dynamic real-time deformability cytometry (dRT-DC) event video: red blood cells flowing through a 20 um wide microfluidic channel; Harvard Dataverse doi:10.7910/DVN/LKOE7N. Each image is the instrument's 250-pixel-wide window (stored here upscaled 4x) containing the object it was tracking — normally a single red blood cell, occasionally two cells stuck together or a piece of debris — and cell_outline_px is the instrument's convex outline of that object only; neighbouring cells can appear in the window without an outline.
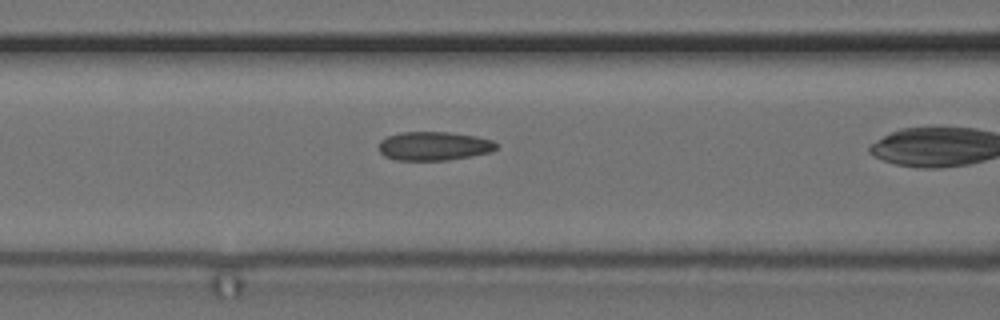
{"species": "common noctule bat (a hibernating species)", "species_latin": "Nyctalus noctula", "temperature_condition": "cold", "stored_images_in_passage": 40, "camera_frame_rate_fps": 3000, "um_per_image_px": 0.085, "animal": {"sex": "female", "body_mass_g": 24.6, "forearm_length_mm": 56.2}, "frame": {"image": 1, "passage_image": 20, "time_ms": 6.333, "image_size_px": [1000, 320], "cell_outline_px": [[500, 144], [492, 152], [472, 156], [448, 160], [396, 160], [384, 156], [380, 152], [380, 140], [388, 136], [400, 132], [448, 132], [476, 136], [492, 140]], "centroid_in_image_um": [36.92, 12.41], "position_along_channel_um": 129.7, "area_um2": 19.83}}
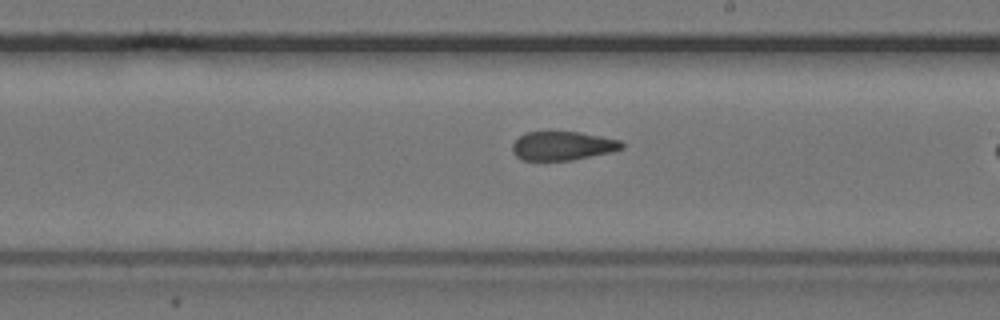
{"frame": {"image": 2, "passage_image": 29, "time_ms": 9.333, "image_size_px": [1000, 320], "cell_outline_px": [[624, 148], [612, 152], [572, 160], [520, 160], [512, 152], [512, 144], [524, 132], [580, 132], [620, 140], [624, 144]], "centroid_in_image_um": [47.82, 12.4], "position_along_channel_um": 241.2, "area_um2": 18.44}}
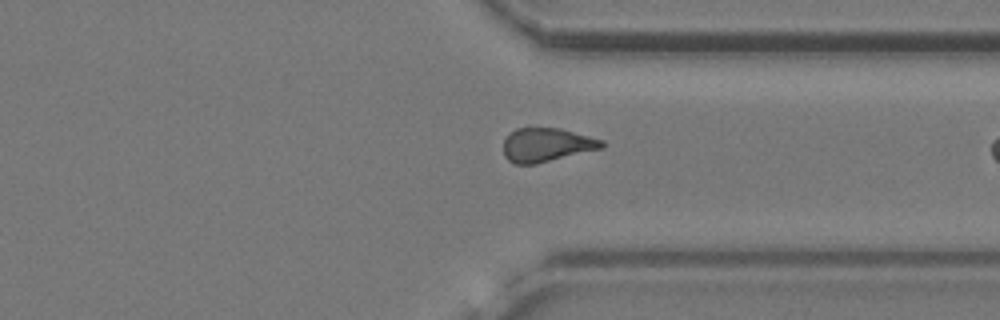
{"frame": {"image": 3, "passage_image": 39, "time_ms": 12.667, "image_size_px": [1000, 320], "cell_outline_px": [[604, 148], [536, 164], [512, 164], [504, 156], [504, 140], [516, 128], [560, 128], [604, 140]], "centroid_in_image_um": [46.48, 12.33], "position_along_channel_um": 364.9, "area_um2": 19.42}}